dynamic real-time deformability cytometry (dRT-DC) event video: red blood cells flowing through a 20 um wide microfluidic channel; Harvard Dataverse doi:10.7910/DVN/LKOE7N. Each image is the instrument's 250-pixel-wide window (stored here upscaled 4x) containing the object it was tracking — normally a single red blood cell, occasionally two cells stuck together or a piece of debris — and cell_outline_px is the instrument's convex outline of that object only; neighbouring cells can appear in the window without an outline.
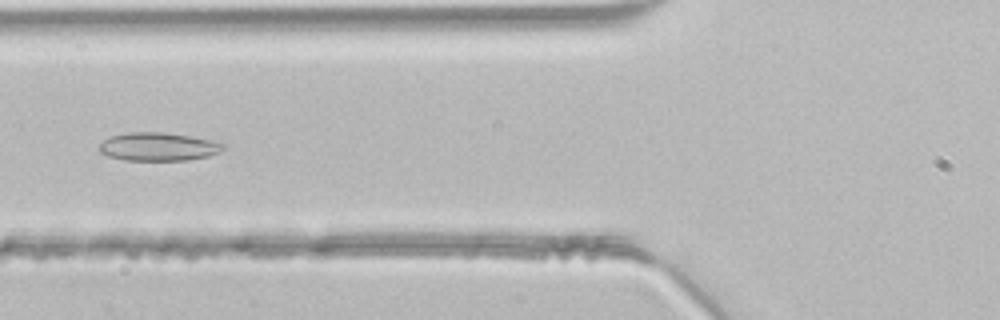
{"species": "common noctule bat (a hibernating species)", "species_latin": "Nyctalus noctula", "temperature_condition": "room temperature", "stored_images_in_passage": 44, "segment_of_instrument_passage": [1, 2], "camera_frame_rate_fps": 3000, "um_per_image_px": 0.085, "animal": {"sex": "male", "body_mass_g": 21.5, "forearm_length_mm": 52.0}, "frame": {"image": 1, "passage_image": 15, "time_ms": 4.667, "image_size_px": [1000, 320], "cell_outline_px": [[224, 148], [220, 152], [208, 156], [188, 160], [124, 160], [108, 156], [100, 152], [100, 144], [104, 140], [112, 136], [128, 132], [164, 132], [212, 140], [224, 144]], "centroid_in_image_um": [13.46, 12.47], "position_along_channel_um": 112.3, "area_um2": 20.29}}
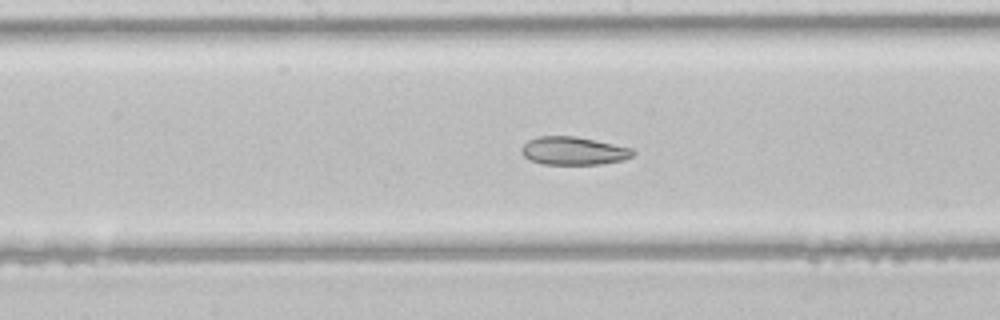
{"frame": {"image": 2, "passage_image": 21, "time_ms": 6.667, "image_size_px": [1000, 320], "cell_outline_px": [[636, 152], [632, 156], [620, 160], [600, 164], [540, 164], [528, 160], [520, 152], [520, 148], [528, 140], [536, 136], [576, 136], [632, 148]], "centroid_in_image_um": [48.68, 12.82], "position_along_channel_um": 199.5, "area_um2": 18.32}}
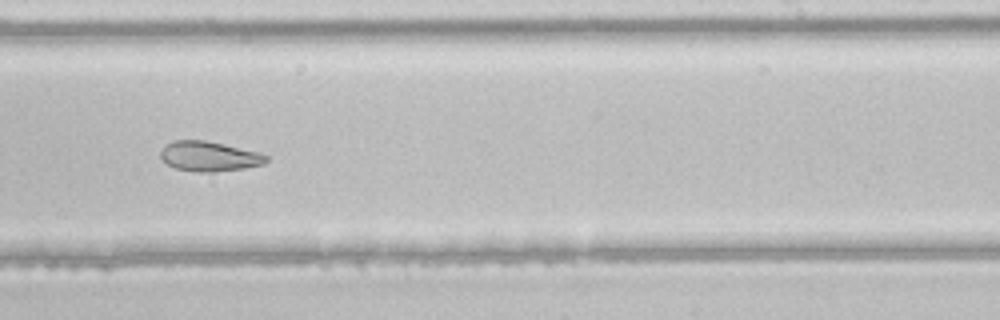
{"frame": {"image": 3, "passage_image": 26, "time_ms": 8.333, "image_size_px": [1000, 320], "cell_outline_px": [[268, 160], [264, 164], [244, 168], [212, 172], [196, 172], [176, 168], [168, 164], [160, 156], [160, 152], [172, 140], [204, 140], [224, 144], [260, 152], [268, 156]], "centroid_in_image_um": [17.81, 13.29], "position_along_channel_um": 271.2, "area_um2": 18.32}}